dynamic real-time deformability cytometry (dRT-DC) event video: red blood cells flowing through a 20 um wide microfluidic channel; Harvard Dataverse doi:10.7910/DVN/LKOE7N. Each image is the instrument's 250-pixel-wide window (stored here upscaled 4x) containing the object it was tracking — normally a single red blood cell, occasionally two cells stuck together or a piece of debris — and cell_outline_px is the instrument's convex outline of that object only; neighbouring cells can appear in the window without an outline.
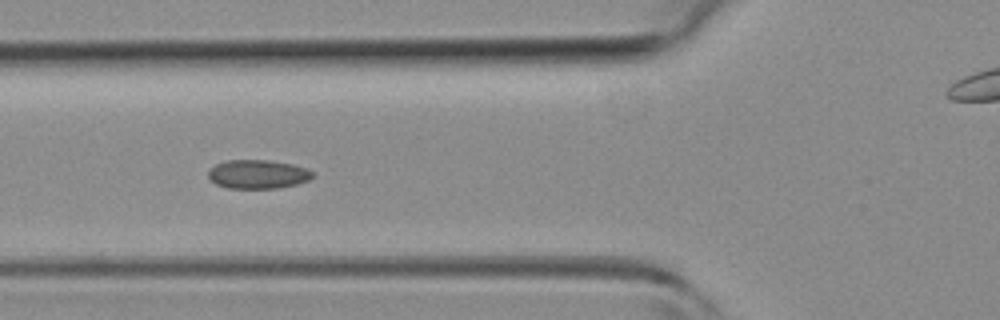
{"species": "common noctule bat (a hibernating species)", "species_latin": "Nyctalus noctula", "temperature_condition": "room temperature", "stored_images_in_passage": 4, "camera_frame_rate_fps": 3000, "um_per_image_px": 0.085, "animal": {"sex": "female", "body_mass_g": 19.3, "forearm_length_mm": 54.1}, "frame": {"image": 1, "passage_image": 3, "time_ms": 3.333, "image_size_px": [1000, 320], "cell_outline_px": [[312, 176], [308, 180], [296, 184], [276, 188], [228, 188], [216, 184], [208, 176], [208, 172], [216, 164], [228, 160], [268, 160], [292, 164], [308, 168], [312, 172]], "centroid_in_image_um": [21.92, 14.8], "position_along_channel_um": 103.9, "area_um2": 17.34}}
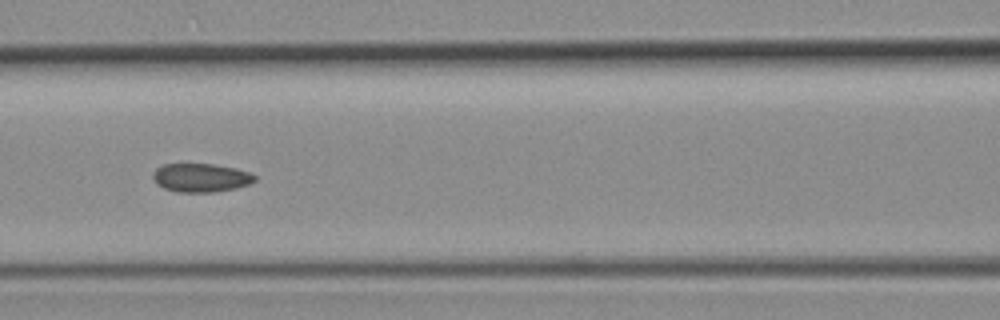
{"frame": {"image": 2, "passage_image": 4, "time_ms": 4.333, "image_size_px": [1000, 320], "cell_outline_px": [[256, 180], [248, 184], [236, 188], [212, 192], [176, 192], [164, 188], [156, 184], [152, 180], [152, 172], [156, 168], [164, 164], [216, 164], [236, 168], [248, 172], [256, 176]], "centroid_in_image_um": [17.03, 15.1], "position_along_channel_um": 149.6, "area_um2": 17.11}}